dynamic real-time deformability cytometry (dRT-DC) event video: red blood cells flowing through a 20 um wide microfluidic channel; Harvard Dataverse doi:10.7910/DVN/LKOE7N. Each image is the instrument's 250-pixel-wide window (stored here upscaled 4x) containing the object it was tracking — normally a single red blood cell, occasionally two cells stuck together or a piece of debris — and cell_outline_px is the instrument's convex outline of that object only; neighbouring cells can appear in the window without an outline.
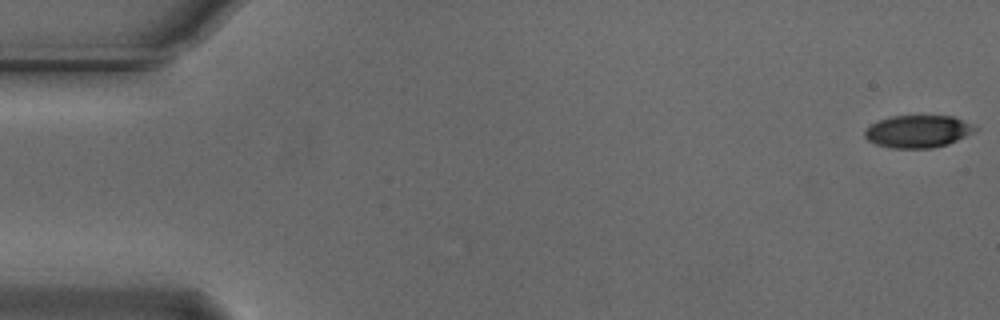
{"species": "Egyptian fruit bat (a non-hibernating species)", "species_latin": "Rousettus aegyptiacus", "temperature_condition": "cold", "stored_images_in_passage": 56, "camera_frame_rate_fps": 3000, "um_per_image_px": 0.085, "animal": {"sex": "male"}, "frame": {"image": 1, "passage_image": 1, "time_ms": 0.0, "image_size_px": [1000, 320], "cell_outline_px": [[976, 128], [972, 132], [948, 144], [932, 148], [892, 148], [876, 144], [868, 140], [864, 136], [864, 128], [880, 120], [892, 116], [952, 116], [972, 124]], "centroid_in_image_um": [77.97, 11.17], "position_along_channel_um": 7.0, "area_um2": 20.58}}
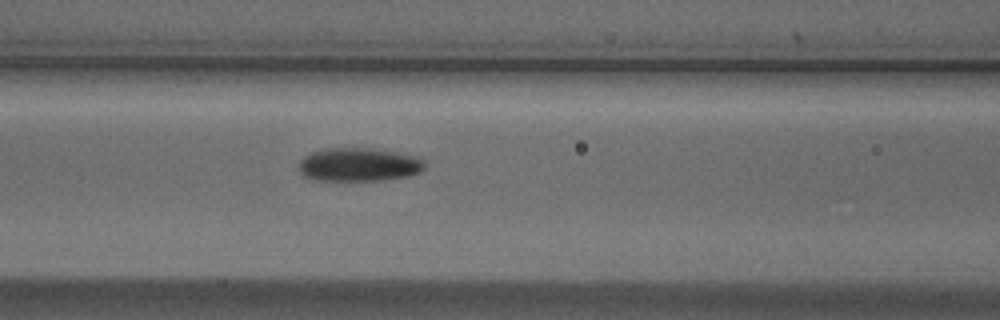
{"frame": {"image": 2, "passage_image": 23, "time_ms": 7.333, "image_size_px": [1000, 320], "cell_outline_px": [[424, 168], [420, 172], [408, 176], [384, 180], [312, 180], [304, 176], [296, 168], [300, 160], [304, 156], [312, 152], [328, 148], [372, 148], [420, 156], [424, 160]], "centroid_in_image_um": [30.49, 13.99], "position_along_channel_um": 136.1, "area_um2": 24.85}}
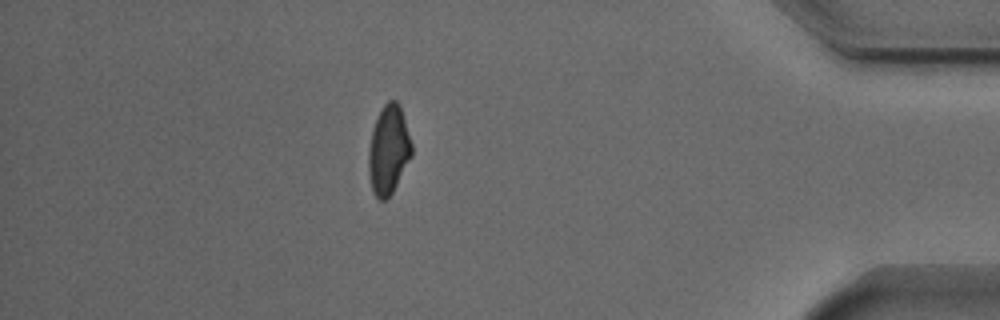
{"frame": {"image": 3, "passage_image": 48, "time_ms": 15.667, "image_size_px": [1000, 320], "cell_outline_px": [[412, 156], [392, 192], [384, 200], [380, 200], [372, 192], [368, 172], [368, 148], [372, 128], [384, 104], [388, 100], [396, 100], [400, 104], [412, 144]], "centroid_in_image_um": [33.01, 12.73], "position_along_channel_um": 402.2, "area_um2": 22.37}}